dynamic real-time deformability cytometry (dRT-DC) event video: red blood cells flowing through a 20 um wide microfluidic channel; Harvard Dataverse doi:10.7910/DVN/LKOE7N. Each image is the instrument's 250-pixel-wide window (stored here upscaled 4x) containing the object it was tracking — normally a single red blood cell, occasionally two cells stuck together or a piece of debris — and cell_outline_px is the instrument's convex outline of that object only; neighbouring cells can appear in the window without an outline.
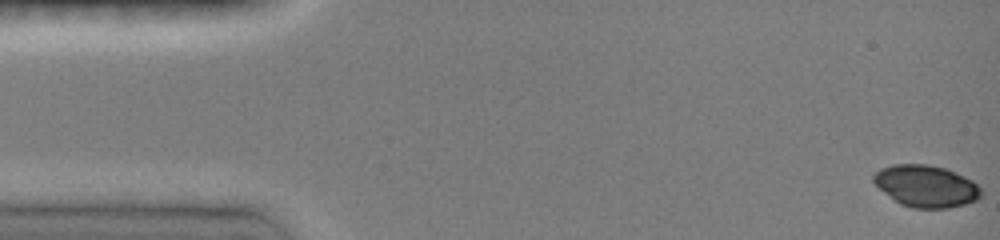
{"species": "common noctule bat (a hibernating species)", "species_latin": "Nyctalus noctula", "temperature_condition": "room temperature", "stored_images_in_passage": 109, "camera_frame_rate_fps": 3000, "um_per_image_px": 0.085, "animal": {"sex": "female", "body_mass_g": 19.0, "forearm_length_mm": 51.5}, "frame": {"image": 1, "passage_image": 1, "time_ms": 0.0, "image_size_px": [1000, 240], "cell_outline_px": [[984, 192], [976, 200], [964, 204], [948, 208], [912, 208], [900, 204], [884, 192], [872, 180], [872, 176], [880, 168], [892, 164], [928, 164], [944, 168], [964, 176], [972, 180]], "centroid_in_image_um": [78.71, 15.81], "position_along_channel_um": 6.3, "area_um2": 26.18}}
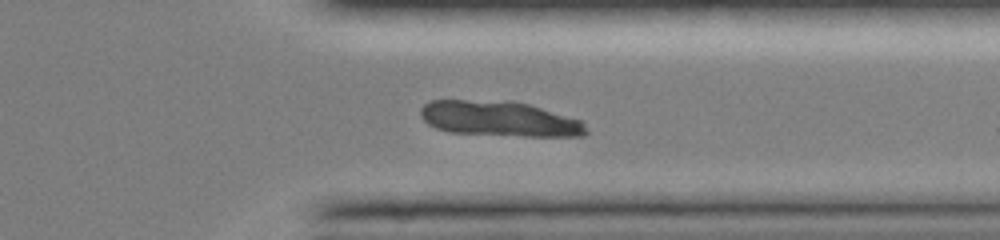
{"frame": {"image": 2, "passage_image": 82, "time_ms": 12.0, "image_size_px": [1000, 240], "cell_outline_px": [[588, 132], [584, 136], [524, 136], [452, 132], [436, 128], [428, 124], [420, 116], [420, 108], [424, 104], [432, 100], [512, 100], [528, 104], [580, 120], [584, 124]], "centroid_in_image_um": [42.42, 10.08], "position_along_channel_um": 369.0, "area_um2": 33.93}}
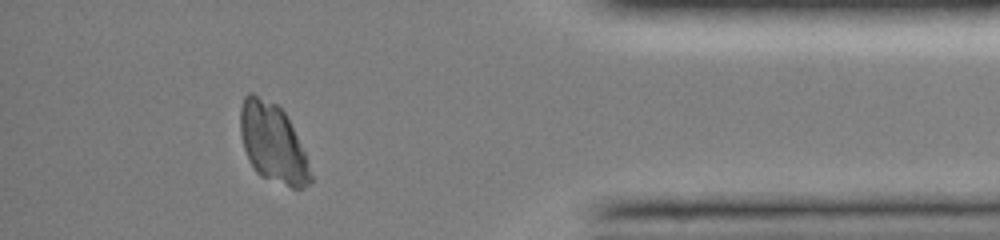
{"frame": {"image": 3, "passage_image": 96, "time_ms": 13.667, "image_size_px": [1000, 240], "cell_outline_px": [[312, 180], [304, 188], [292, 188], [260, 176], [256, 172], [248, 160], [244, 148], [240, 132], [240, 108], [244, 96], [248, 92], [252, 92], [276, 104], [284, 112], [304, 152], [312, 176]], "centroid_in_image_um": [23.15, 12.17], "position_along_channel_um": 412.1, "area_um2": 32.02}}